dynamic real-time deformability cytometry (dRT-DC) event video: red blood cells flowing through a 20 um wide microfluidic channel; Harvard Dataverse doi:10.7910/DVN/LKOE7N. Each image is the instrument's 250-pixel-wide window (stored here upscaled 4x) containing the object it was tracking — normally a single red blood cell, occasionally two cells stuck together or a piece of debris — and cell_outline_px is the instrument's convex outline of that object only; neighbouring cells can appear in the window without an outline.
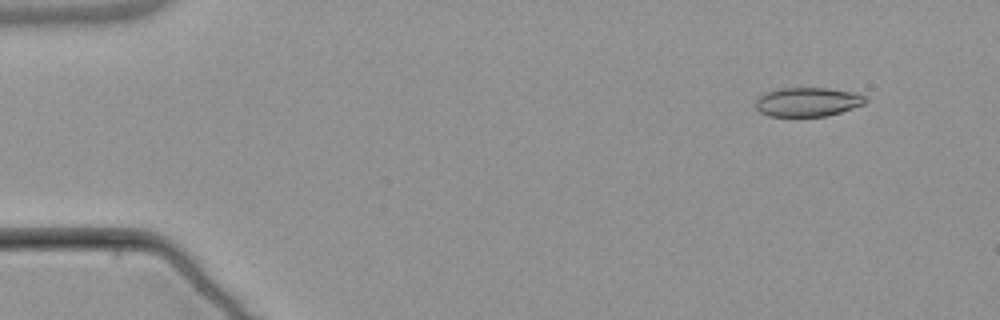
{"species": "common noctule bat (a hibernating species)", "species_latin": "Nyctalus noctula", "temperature_condition": "warm", "stored_images_in_passage": 4, "camera_frame_rate_fps": 3000, "um_per_image_px": 0.085, "animal": {"sex": "male", "body_mass_g": 21.5, "forearm_length_mm": 52.0}, "frame": {"image": 1, "passage_image": 1, "time_ms": 0.0, "image_size_px": [1000, 320], "cell_outline_px": [[868, 100], [864, 104], [828, 116], [768, 116], [760, 112], [756, 108], [756, 100], [760, 96], [768, 92], [780, 88], [828, 88], [856, 92], [864, 96]], "centroid_in_image_um": [68.67, 8.66], "position_along_channel_um": 16.3, "area_um2": 18.55}}
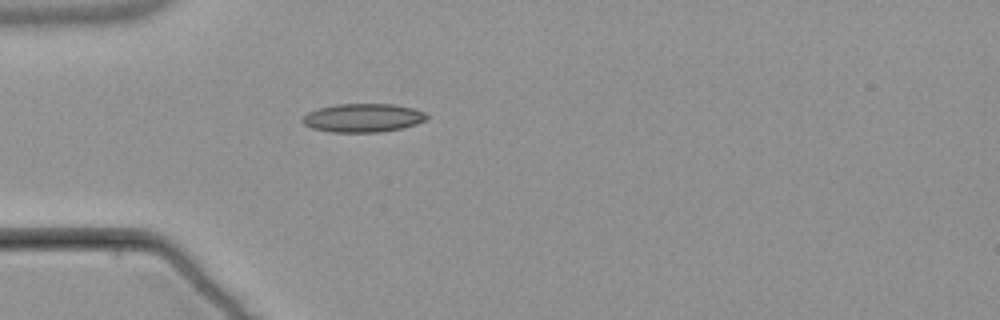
{"frame": {"image": 2, "passage_image": 4, "time_ms": 3.667, "image_size_px": [1000, 320], "cell_outline_px": [[428, 116], [424, 120], [416, 124], [400, 128], [376, 132], [328, 132], [312, 128], [304, 124], [300, 120], [308, 112], [320, 108], [336, 104], [392, 104], [412, 108], [424, 112]], "centroid_in_image_um": [30.81, 10.02], "position_along_channel_um": 54.2, "area_um2": 20.46}}